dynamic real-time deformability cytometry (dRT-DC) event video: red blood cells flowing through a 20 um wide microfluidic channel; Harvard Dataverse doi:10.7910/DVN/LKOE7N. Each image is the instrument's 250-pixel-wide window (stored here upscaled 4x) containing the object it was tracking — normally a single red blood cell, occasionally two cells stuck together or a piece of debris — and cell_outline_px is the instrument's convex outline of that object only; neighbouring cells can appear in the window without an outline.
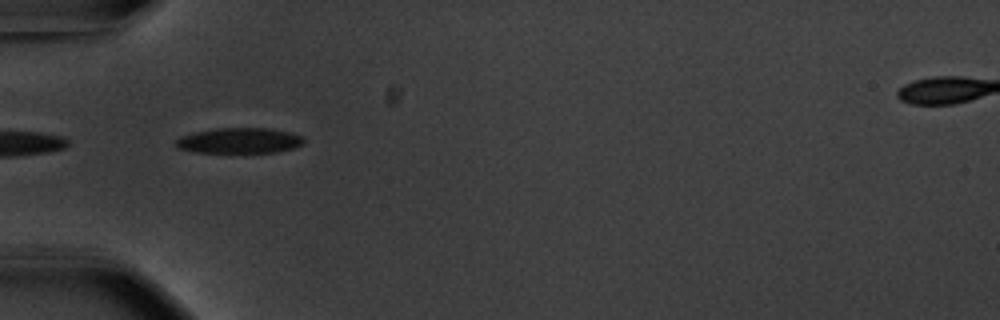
{"species": "common noctule bat (a hibernating species)", "species_latin": "Nyctalus noctula", "temperature_condition": "warm", "stored_images_in_passage": 3, "camera_frame_rate_fps": 3000, "um_per_image_px": 0.085, "animal": {"sex": "male", "body_mass_g": 20.1, "forearm_length_mm": 53.5}, "frame": {"image": 1, "passage_image": 1, "time_ms": 0.0, "image_size_px": [1000, 320], "cell_outline_px": [[304, 140], [300, 144], [292, 148], [276, 152], [192, 152], [176, 148], [176, 140], [180, 136], [192, 132], [216, 128], [268, 128], [288, 132], [300, 136]], "centroid_in_image_um": [20.25, 11.95], "position_along_channel_um": 64.7, "area_um2": 18.84}}